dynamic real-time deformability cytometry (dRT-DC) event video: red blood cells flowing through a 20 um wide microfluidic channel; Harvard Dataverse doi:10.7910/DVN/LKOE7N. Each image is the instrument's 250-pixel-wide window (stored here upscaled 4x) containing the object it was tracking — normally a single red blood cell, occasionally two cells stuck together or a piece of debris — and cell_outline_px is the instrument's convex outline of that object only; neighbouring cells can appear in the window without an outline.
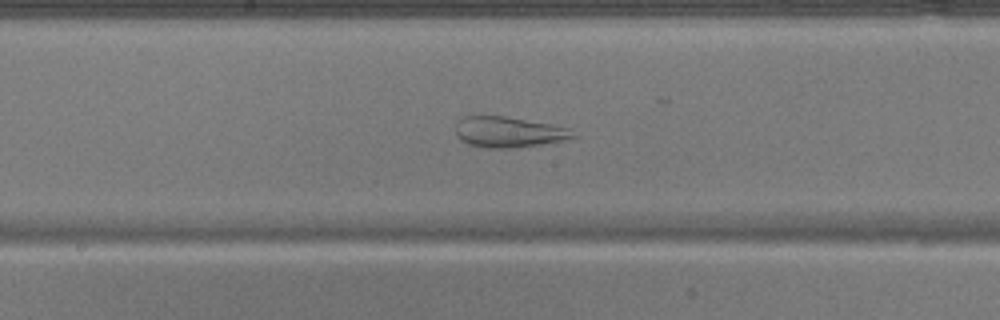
{"species": "common noctule bat (a hibernating species)", "species_latin": "Nyctalus noctula", "temperature_condition": "warm", "stored_images_in_passage": 51, "camera_frame_rate_fps": 3000, "um_per_image_px": 0.085, "animal": {"sex": "male", "body_mass_g": 17.9}, "frame": {"image": 1, "passage_image": 27, "time_ms": 8.667, "image_size_px": [1000, 320], "cell_outline_px": [[576, 136], [564, 140], [540, 144], [508, 148], [488, 148], [468, 144], [460, 140], [456, 136], [456, 124], [464, 116], [504, 116], [548, 124], [568, 128]], "centroid_in_image_um": [43.17, 11.23], "position_along_channel_um": 205.0, "area_um2": 20.58}}
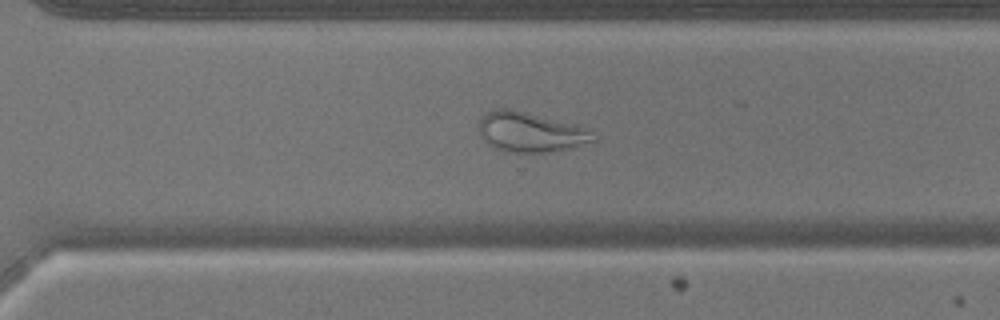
{"frame": {"image": 2, "passage_image": 36, "time_ms": 11.667, "image_size_px": [1000, 320], "cell_outline_px": [[596, 140], [568, 148], [548, 152], [508, 152], [496, 148], [488, 144], [484, 140], [480, 132], [480, 120], [492, 108], [512, 108], [580, 124], [592, 128]], "centroid_in_image_um": [45.15, 11.19], "position_along_channel_um": 325.4, "area_um2": 26.93}}
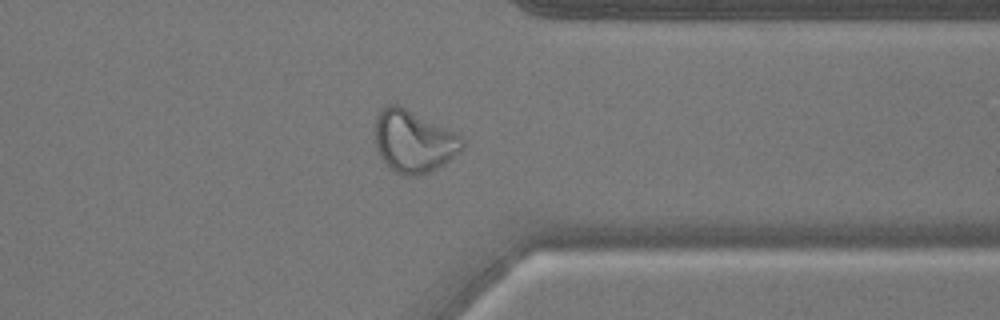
{"frame": {"image": 3, "passage_image": 40, "time_ms": 13.0, "image_size_px": [1000, 320], "cell_outline_px": [[464, 148], [460, 152], [444, 164], [428, 172], [416, 176], [408, 176], [396, 172], [380, 156], [376, 148], [376, 116], [388, 104], [400, 104], [460, 136], [464, 140]], "centroid_in_image_um": [35.16, 12.01], "position_along_channel_um": 376.2, "area_um2": 31.15}}